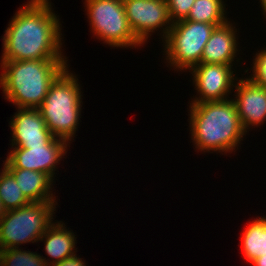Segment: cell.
I'll list each match as a JSON object with an SVG mask.
<instances>
[{"instance_id":"6da1fadb","label":"cell","mask_w":266,"mask_h":266,"mask_svg":"<svg viewBox=\"0 0 266 266\" xmlns=\"http://www.w3.org/2000/svg\"><path fill=\"white\" fill-rule=\"evenodd\" d=\"M51 4L29 0L19 8L2 36L1 61L67 59L61 51L62 25Z\"/></svg>"},{"instance_id":"7a4b0ae2","label":"cell","mask_w":266,"mask_h":266,"mask_svg":"<svg viewBox=\"0 0 266 266\" xmlns=\"http://www.w3.org/2000/svg\"><path fill=\"white\" fill-rule=\"evenodd\" d=\"M191 140L196 150L232 153L246 135L233 99L189 105Z\"/></svg>"},{"instance_id":"3957f363","label":"cell","mask_w":266,"mask_h":266,"mask_svg":"<svg viewBox=\"0 0 266 266\" xmlns=\"http://www.w3.org/2000/svg\"><path fill=\"white\" fill-rule=\"evenodd\" d=\"M68 60L1 61L0 86L17 108L38 109Z\"/></svg>"},{"instance_id":"277c9868","label":"cell","mask_w":266,"mask_h":266,"mask_svg":"<svg viewBox=\"0 0 266 266\" xmlns=\"http://www.w3.org/2000/svg\"><path fill=\"white\" fill-rule=\"evenodd\" d=\"M68 68L52 83L38 109L52 135L70 144L81 118L83 98L78 78Z\"/></svg>"},{"instance_id":"5b68a950","label":"cell","mask_w":266,"mask_h":266,"mask_svg":"<svg viewBox=\"0 0 266 266\" xmlns=\"http://www.w3.org/2000/svg\"><path fill=\"white\" fill-rule=\"evenodd\" d=\"M57 202H30L0 219V250L38 242L53 222Z\"/></svg>"},{"instance_id":"8992f818","label":"cell","mask_w":266,"mask_h":266,"mask_svg":"<svg viewBox=\"0 0 266 266\" xmlns=\"http://www.w3.org/2000/svg\"><path fill=\"white\" fill-rule=\"evenodd\" d=\"M215 25L190 20L174 22L163 40L167 64L177 71L191 70L201 63L203 49Z\"/></svg>"},{"instance_id":"52a82bcc","label":"cell","mask_w":266,"mask_h":266,"mask_svg":"<svg viewBox=\"0 0 266 266\" xmlns=\"http://www.w3.org/2000/svg\"><path fill=\"white\" fill-rule=\"evenodd\" d=\"M91 31L110 47L136 48L143 44L135 37L122 0H85Z\"/></svg>"},{"instance_id":"ba28073f","label":"cell","mask_w":266,"mask_h":266,"mask_svg":"<svg viewBox=\"0 0 266 266\" xmlns=\"http://www.w3.org/2000/svg\"><path fill=\"white\" fill-rule=\"evenodd\" d=\"M122 2L129 25L135 37L143 45L159 28L163 34L161 38L165 40L173 25L167 0H122Z\"/></svg>"},{"instance_id":"9c48e42d","label":"cell","mask_w":266,"mask_h":266,"mask_svg":"<svg viewBox=\"0 0 266 266\" xmlns=\"http://www.w3.org/2000/svg\"><path fill=\"white\" fill-rule=\"evenodd\" d=\"M69 143L55 137L48 145L13 148L3 161L6 169H28L48 174L53 180L60 160L66 155Z\"/></svg>"},{"instance_id":"30bf717a","label":"cell","mask_w":266,"mask_h":266,"mask_svg":"<svg viewBox=\"0 0 266 266\" xmlns=\"http://www.w3.org/2000/svg\"><path fill=\"white\" fill-rule=\"evenodd\" d=\"M232 69V65L217 63H200L193 67L189 72H192L193 85L199 95L193 98L190 104L223 101L230 98L231 89L233 90L238 79Z\"/></svg>"},{"instance_id":"8fae6325","label":"cell","mask_w":266,"mask_h":266,"mask_svg":"<svg viewBox=\"0 0 266 266\" xmlns=\"http://www.w3.org/2000/svg\"><path fill=\"white\" fill-rule=\"evenodd\" d=\"M12 148L48 145L55 137L47 128L39 109L18 108L9 121Z\"/></svg>"},{"instance_id":"7c38bea8","label":"cell","mask_w":266,"mask_h":266,"mask_svg":"<svg viewBox=\"0 0 266 266\" xmlns=\"http://www.w3.org/2000/svg\"><path fill=\"white\" fill-rule=\"evenodd\" d=\"M237 81L234 85L236 97L233 101L242 128L247 133L251 127L261 126L266 121V88L255 84L249 78Z\"/></svg>"},{"instance_id":"4fadbf2b","label":"cell","mask_w":266,"mask_h":266,"mask_svg":"<svg viewBox=\"0 0 266 266\" xmlns=\"http://www.w3.org/2000/svg\"><path fill=\"white\" fill-rule=\"evenodd\" d=\"M228 20L226 23L215 27L207 41L201 63H217L232 65L235 57L239 54L237 29ZM238 52V54H237Z\"/></svg>"},{"instance_id":"5bb4252c","label":"cell","mask_w":266,"mask_h":266,"mask_svg":"<svg viewBox=\"0 0 266 266\" xmlns=\"http://www.w3.org/2000/svg\"><path fill=\"white\" fill-rule=\"evenodd\" d=\"M65 226L62 221L52 222L38 240V242L44 241L46 255L52 259L50 261L43 257L48 266H52L76 254V249H74L76 235H74L72 230H67Z\"/></svg>"},{"instance_id":"9a60e30c","label":"cell","mask_w":266,"mask_h":266,"mask_svg":"<svg viewBox=\"0 0 266 266\" xmlns=\"http://www.w3.org/2000/svg\"><path fill=\"white\" fill-rule=\"evenodd\" d=\"M7 170L30 202H57L51 191L55 181L48 174L28 169Z\"/></svg>"},{"instance_id":"2e32d148","label":"cell","mask_w":266,"mask_h":266,"mask_svg":"<svg viewBox=\"0 0 266 266\" xmlns=\"http://www.w3.org/2000/svg\"><path fill=\"white\" fill-rule=\"evenodd\" d=\"M241 236L243 258L252 263L266 255V217H258L245 226Z\"/></svg>"},{"instance_id":"e0dca14e","label":"cell","mask_w":266,"mask_h":266,"mask_svg":"<svg viewBox=\"0 0 266 266\" xmlns=\"http://www.w3.org/2000/svg\"><path fill=\"white\" fill-rule=\"evenodd\" d=\"M223 0H195L184 20L213 24L216 27L228 21Z\"/></svg>"},{"instance_id":"ac0fdd59","label":"cell","mask_w":266,"mask_h":266,"mask_svg":"<svg viewBox=\"0 0 266 266\" xmlns=\"http://www.w3.org/2000/svg\"><path fill=\"white\" fill-rule=\"evenodd\" d=\"M0 200L6 211L18 209L30 203L17 185L14 176L4 166L0 171Z\"/></svg>"},{"instance_id":"d6986e66","label":"cell","mask_w":266,"mask_h":266,"mask_svg":"<svg viewBox=\"0 0 266 266\" xmlns=\"http://www.w3.org/2000/svg\"><path fill=\"white\" fill-rule=\"evenodd\" d=\"M0 266H48L43 256L19 248L0 250Z\"/></svg>"},{"instance_id":"ffe728a7","label":"cell","mask_w":266,"mask_h":266,"mask_svg":"<svg viewBox=\"0 0 266 266\" xmlns=\"http://www.w3.org/2000/svg\"><path fill=\"white\" fill-rule=\"evenodd\" d=\"M253 59L252 73L249 79L259 86L266 88V48L262 49Z\"/></svg>"},{"instance_id":"44dd1931","label":"cell","mask_w":266,"mask_h":266,"mask_svg":"<svg viewBox=\"0 0 266 266\" xmlns=\"http://www.w3.org/2000/svg\"><path fill=\"white\" fill-rule=\"evenodd\" d=\"M194 2L195 0H167L171 21L174 23L186 19Z\"/></svg>"},{"instance_id":"7402d4cb","label":"cell","mask_w":266,"mask_h":266,"mask_svg":"<svg viewBox=\"0 0 266 266\" xmlns=\"http://www.w3.org/2000/svg\"><path fill=\"white\" fill-rule=\"evenodd\" d=\"M82 259L83 258L77 257V254H75L52 266H86L85 261Z\"/></svg>"},{"instance_id":"603a6c76","label":"cell","mask_w":266,"mask_h":266,"mask_svg":"<svg viewBox=\"0 0 266 266\" xmlns=\"http://www.w3.org/2000/svg\"><path fill=\"white\" fill-rule=\"evenodd\" d=\"M266 266V255H262L261 257L255 259L251 266Z\"/></svg>"},{"instance_id":"cb8c5ba5","label":"cell","mask_w":266,"mask_h":266,"mask_svg":"<svg viewBox=\"0 0 266 266\" xmlns=\"http://www.w3.org/2000/svg\"><path fill=\"white\" fill-rule=\"evenodd\" d=\"M260 3H261V7H262V11H263V14L266 18V0H260Z\"/></svg>"},{"instance_id":"d4e9b609","label":"cell","mask_w":266,"mask_h":266,"mask_svg":"<svg viewBox=\"0 0 266 266\" xmlns=\"http://www.w3.org/2000/svg\"><path fill=\"white\" fill-rule=\"evenodd\" d=\"M6 210L4 209L2 202L0 200V219L5 215Z\"/></svg>"}]
</instances>
